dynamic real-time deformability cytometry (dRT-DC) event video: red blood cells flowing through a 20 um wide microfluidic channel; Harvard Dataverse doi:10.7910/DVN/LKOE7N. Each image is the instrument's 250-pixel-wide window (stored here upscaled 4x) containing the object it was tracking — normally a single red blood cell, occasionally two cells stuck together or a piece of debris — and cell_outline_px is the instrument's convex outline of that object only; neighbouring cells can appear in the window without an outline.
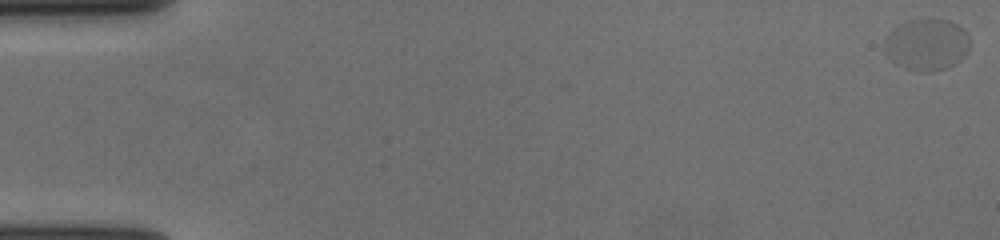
{"species": "human", "species_latin": "Homo sapiens", "temperature_condition": "cold", "stored_images_in_passage": 59, "camera_frame_rate_fps": 3000, "um_per_image_px": 0.085, "donor": {"sex": "female"}, "frame": {"image": 1, "passage_image": 1, "time_ms": 0.0, "image_size_px": [1000, 240], "cell_outline_px": [[968, 52], [960, 60], [948, 68], [932, 72], [920, 72], [904, 68], [896, 64], [884, 52], [884, 36], [888, 32], [900, 24], [908, 20], [948, 20], [964, 28], [968, 32]], "centroid_in_image_um": [78.75, 3.81], "position_along_channel_um": 6.2, "area_um2": 25.95}}
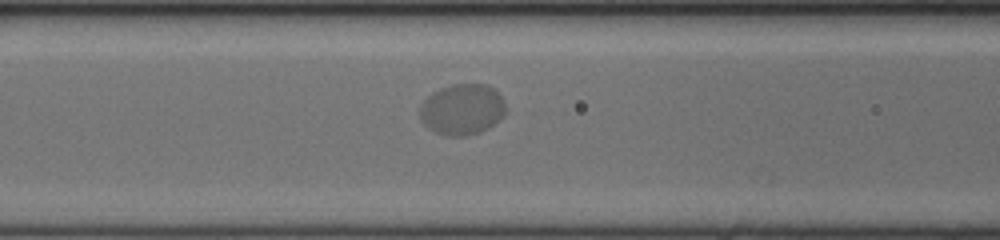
{"frame": {"image": 2, "passage_image": 26, "time_ms": 8.333, "image_size_px": [1000, 240], "cell_outline_px": [[508, 112], [504, 116], [488, 128], [480, 132], [464, 136], [448, 136], [436, 132], [428, 128], [420, 120], [420, 104], [432, 92], [440, 88], [452, 84], [488, 84], [500, 96], [508, 108]], "centroid_in_image_um": [39.29, 9.3], "position_along_channel_um": 127.3, "area_um2": 25.72}}
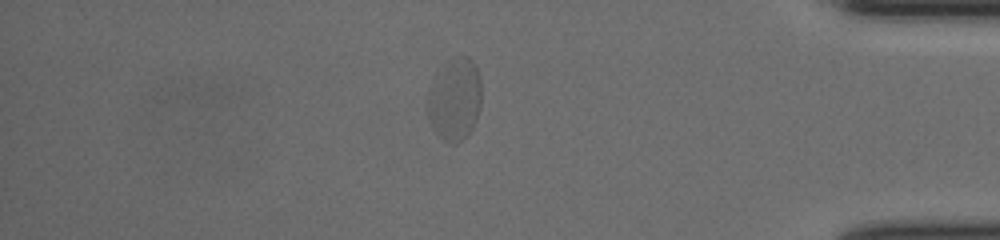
{"frame": {"image": 3, "passage_image": 51, "time_ms": 16.667, "image_size_px": [1000, 240], "cell_outline_px": [[480, 108], [476, 120], [472, 128], [456, 144], [452, 144], [444, 140], [432, 128], [428, 116], [428, 88], [432, 76], [452, 56], [468, 56], [476, 64], [480, 76]], "centroid_in_image_um": [38.63, 8.38], "position_along_channel_um": 396.6, "area_um2": 26.24}, "authors_computed_cell_mechanics": {"area_um2": 25.6054, "velocity_mm_per_s": 3.6057, "shape_relaxation_time_tau1_ms": 2.2173, "shape_relaxation_time_tau2_ms": null, "deformation_change_tau1": 0.0378, "deformation_change_tau2": null}}